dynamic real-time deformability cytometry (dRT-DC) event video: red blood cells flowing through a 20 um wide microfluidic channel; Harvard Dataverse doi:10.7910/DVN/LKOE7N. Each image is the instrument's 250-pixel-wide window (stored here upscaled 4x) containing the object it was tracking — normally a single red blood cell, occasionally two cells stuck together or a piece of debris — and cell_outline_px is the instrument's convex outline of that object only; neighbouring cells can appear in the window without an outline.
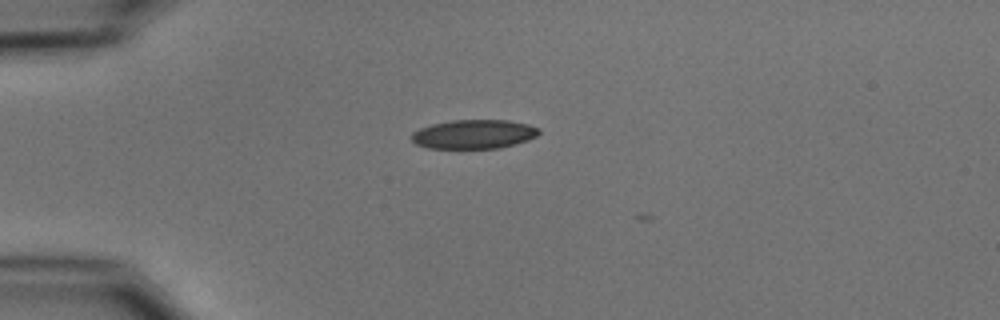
{"species": "common noctule bat (a hibernating species)", "species_latin": "Nyctalus noctula", "temperature_condition": "cold", "stored_images_in_passage": 6, "camera_frame_rate_fps": 3000, "um_per_image_px": 0.085, "animal": {"sex": "male", "body_mass_g": 15.6}, "frame": {"image": 1, "passage_image": 5, "time_ms": 1.333, "image_size_px": [1000, 320], "cell_outline_px": [[540, 132], [536, 136], [528, 140], [516, 144], [500, 148], [428, 148], [416, 144], [412, 140], [412, 132], [420, 128], [432, 124], [452, 120], [508, 120], [528, 124], [540, 128]], "centroid_in_image_um": [40.3, 11.4], "position_along_channel_um": 44.7, "area_um2": 21.62}}